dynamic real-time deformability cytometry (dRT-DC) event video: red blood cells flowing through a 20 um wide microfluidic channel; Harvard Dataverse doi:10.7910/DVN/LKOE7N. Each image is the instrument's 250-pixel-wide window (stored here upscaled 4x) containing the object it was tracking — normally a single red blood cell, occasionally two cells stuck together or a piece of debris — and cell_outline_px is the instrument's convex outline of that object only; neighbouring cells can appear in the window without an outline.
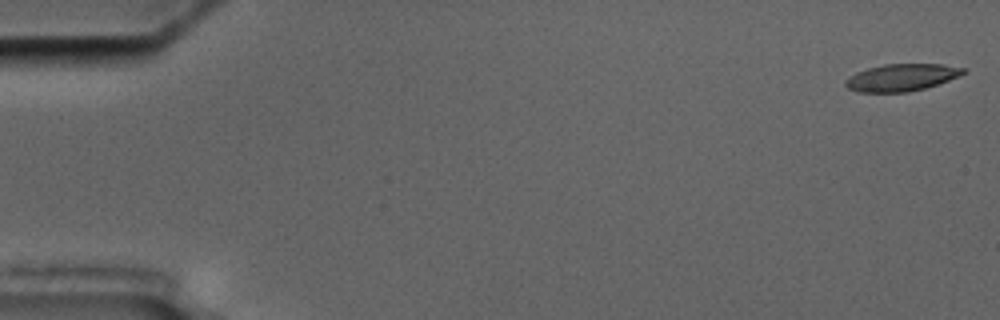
{"species": "common noctule bat (a hibernating species)", "species_latin": "Nyctalus noctula", "temperature_condition": "cold", "stored_images_in_passage": 8, "camera_frame_rate_fps": 3000, "um_per_image_px": 0.085, "animal": {"sex": "male", "body_mass_g": 17.5, "forearm_length_mm": 52.3}, "frame": {"image": 1, "passage_image": 1, "time_ms": 0.0, "image_size_px": [1000, 320], "cell_outline_px": [[968, 72], [960, 76], [924, 88], [908, 92], [860, 92], [848, 88], [844, 84], [844, 80], [848, 76], [856, 72], [868, 68], [884, 64], [944, 64], [964, 68]], "centroid_in_image_um": [76.62, 6.58], "position_along_channel_um": 8.4, "area_um2": 18.67}}
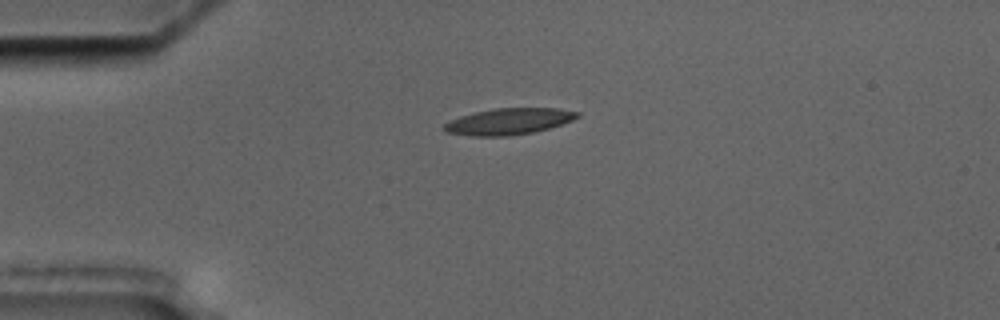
{"frame": {"image": 2, "passage_image": 5, "time_ms": 4.333, "image_size_px": [1000, 320], "cell_outline_px": [[580, 116], [572, 120], [548, 128], [532, 132], [508, 136], [472, 136], [444, 132], [440, 128], [448, 120], [460, 116], [492, 108], [560, 108], [580, 112]], "centroid_in_image_um": [43.19, 10.32], "position_along_channel_um": 41.8, "area_um2": 20.58}}